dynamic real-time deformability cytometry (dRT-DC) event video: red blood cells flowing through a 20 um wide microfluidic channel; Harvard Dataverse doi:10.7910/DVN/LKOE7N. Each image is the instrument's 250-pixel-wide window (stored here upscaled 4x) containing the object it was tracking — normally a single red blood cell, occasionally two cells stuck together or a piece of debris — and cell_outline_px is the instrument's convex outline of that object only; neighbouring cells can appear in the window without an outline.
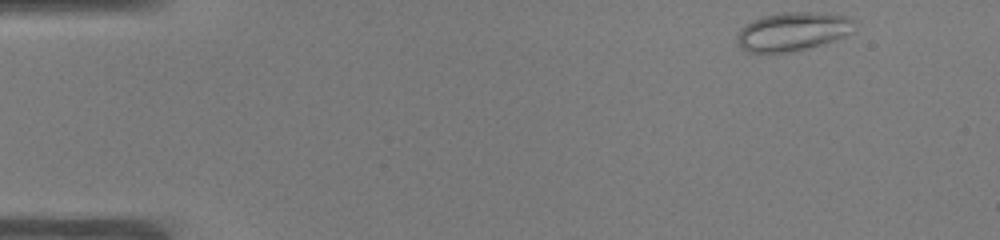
{"species": "common noctule bat (a hibernating species)", "species_latin": "Nyctalus noctula", "temperature_condition": "warm", "stored_images_in_passage": 48, "camera_frame_rate_fps": 3000, "um_per_image_px": 0.085, "animal": {"sex": "male", "body_mass_g": 19.0, "forearm_length_mm": 50.8}, "frame": {"image": 1, "passage_image": 1, "time_ms": 0.0, "image_size_px": [1000, 240], "cell_outline_px": [[852, 32], [844, 36], [808, 48], [792, 52], [748, 52], [740, 48], [736, 44], [736, 36], [740, 28], [744, 24], [752, 20], [764, 16], [784, 12], [820, 12], [848, 16], [852, 20]], "centroid_in_image_um": [67.31, 2.67], "position_along_channel_um": 17.7, "area_um2": 26.41}}
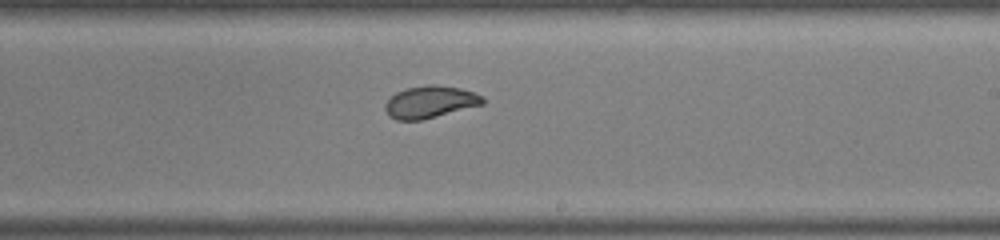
{"frame": {"image": 2, "passage_image": 27, "time_ms": 8.667, "image_size_px": [1000, 240], "cell_outline_px": [[484, 104], [420, 120], [396, 120], [388, 116], [384, 108], [384, 104], [396, 92], [404, 88], [428, 84], [436, 84], [460, 88], [484, 96]], "centroid_in_image_um": [36.53, 8.65], "position_along_channel_um": 252.5, "area_um2": 18.32}}
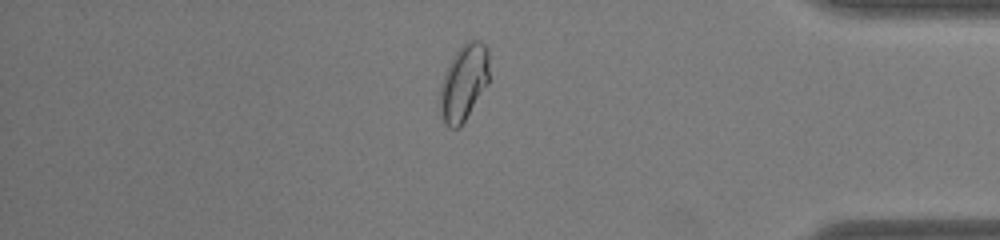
{"frame": {"image": 3, "passage_image": 40, "time_ms": 13.0, "image_size_px": [1000, 240], "cell_outline_px": [[488, 84], [460, 128], [448, 128], [440, 112], [440, 84], [452, 56], [468, 40], [480, 40], [484, 44], [488, 52]], "centroid_in_image_um": [39.42, 7.03], "position_along_channel_um": 395.8, "area_um2": 21.79}, "authors_computed_cell_mechanics": {"area_um2": 20.7502, "velocity_mm_per_s": 3.9131, "shape_relaxation_time_tau1_ms": 3.5018, "shape_relaxation_time_tau2_ms": 0.9909, "deformation_change_tau1": 0.1126, "deformation_change_tau2": 0.0454}}